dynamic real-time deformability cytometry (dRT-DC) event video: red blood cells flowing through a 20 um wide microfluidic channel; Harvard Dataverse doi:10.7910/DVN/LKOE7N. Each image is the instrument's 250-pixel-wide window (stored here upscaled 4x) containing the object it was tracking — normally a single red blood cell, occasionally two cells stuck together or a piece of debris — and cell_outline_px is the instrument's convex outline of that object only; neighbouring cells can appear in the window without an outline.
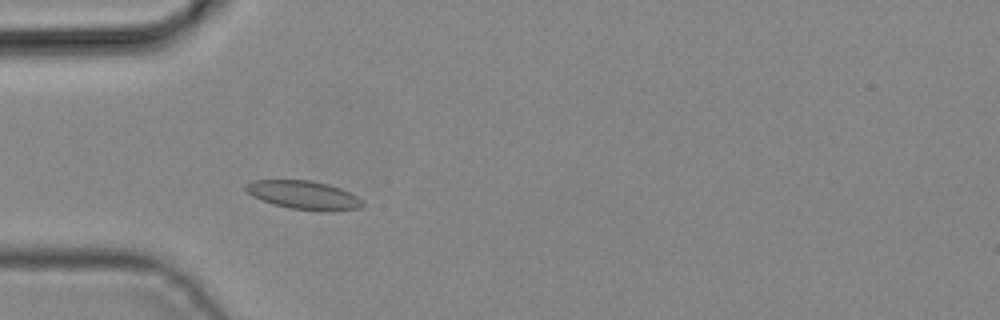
{"species": "common noctule bat (a hibernating species)", "species_latin": "Nyctalus noctula", "temperature_condition": "cold", "stored_images_in_passage": 2, "camera_frame_rate_fps": 3000, "um_per_image_px": 0.085, "animal": {"sex": "male", "body_mass_g": 19.2, "forearm_length_mm": 51.8}, "frame": {"image": 1, "passage_image": 2, "time_ms": 0.333, "image_size_px": [1000, 320], "cell_outline_px": [[364, 204], [360, 208], [332, 212], [324, 212], [292, 208], [272, 204], [252, 196], [244, 188], [244, 184], [252, 180], [312, 180], [328, 184], [340, 188], [356, 196]], "centroid_in_image_um": [25.8, 16.58], "position_along_channel_um": 59.2, "area_um2": 19.54}}